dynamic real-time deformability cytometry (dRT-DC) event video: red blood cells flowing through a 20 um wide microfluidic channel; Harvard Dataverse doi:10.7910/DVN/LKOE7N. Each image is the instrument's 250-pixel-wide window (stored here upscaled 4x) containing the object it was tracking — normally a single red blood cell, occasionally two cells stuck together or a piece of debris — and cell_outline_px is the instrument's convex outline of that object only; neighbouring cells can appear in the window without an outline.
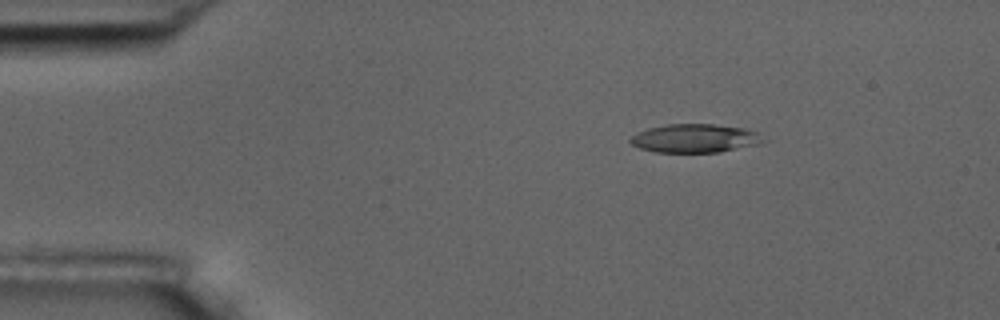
{"species": "common noctule bat (a hibernating species)", "species_latin": "Nyctalus noctula", "temperature_condition": "room temperature", "stored_images_in_passage": 3, "camera_frame_rate_fps": 3000, "um_per_image_px": 0.085, "animal": {"sex": "male", "body_mass_g": 17.5, "forearm_length_mm": 52.3}, "frame": {"image": 1, "passage_image": 1, "time_ms": 0.0, "image_size_px": [1000, 320], "cell_outline_px": [[768, 140], [760, 144], [720, 152], [656, 152], [640, 148], [632, 144], [628, 140], [636, 132], [648, 128], [668, 124], [712, 124], [744, 128], [756, 132]], "centroid_in_image_um": [59.09, 11.76], "position_along_channel_um": 25.9, "area_um2": 22.2}}